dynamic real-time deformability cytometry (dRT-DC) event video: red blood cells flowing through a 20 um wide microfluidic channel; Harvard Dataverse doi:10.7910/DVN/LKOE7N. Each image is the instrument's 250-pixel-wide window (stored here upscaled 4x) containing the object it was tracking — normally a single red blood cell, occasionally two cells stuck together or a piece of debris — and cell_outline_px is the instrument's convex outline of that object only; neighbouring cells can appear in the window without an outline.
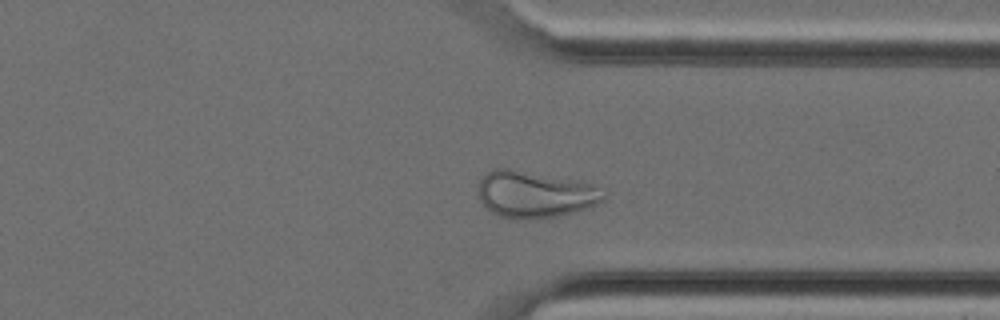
{"species": "Egyptian fruit bat (a non-hibernating species)", "species_latin": "Rousettus aegyptiacus", "temperature_condition": "cold", "stored_images_in_passage": 33, "camera_frame_rate_fps": 3000, "um_per_image_px": 0.085, "animal": {"sex": "female"}, "frame": {"image": 1, "passage_image": 24, "time_ms": 7.667, "image_size_px": [1000, 320], "cell_outline_px": [[608, 196], [604, 200], [588, 208], [556, 216], [520, 220], [500, 216], [492, 212], [480, 200], [480, 180], [492, 168], [508, 168], [588, 184], [608, 192]], "centroid_in_image_um": [45.47, 16.54], "position_along_channel_um": 365.9, "area_um2": 33.35}}
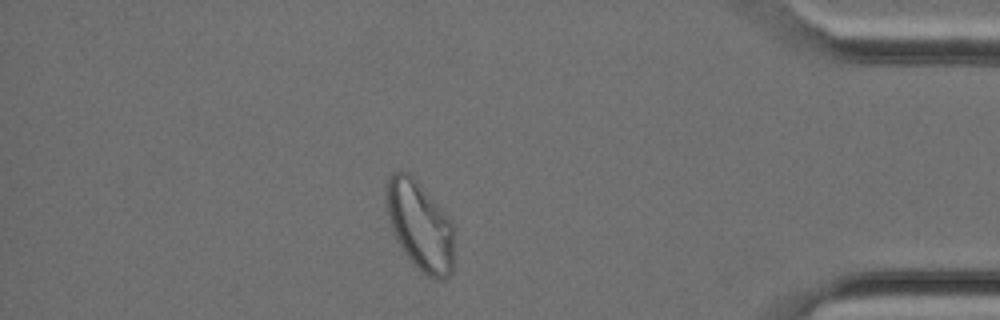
{"frame": {"image": 2, "passage_image": 28, "time_ms": 9.0, "image_size_px": [1000, 320], "cell_outline_px": [[452, 272], [444, 280], [436, 280], [420, 272], [412, 264], [404, 252], [392, 228], [388, 216], [384, 200], [384, 188], [388, 176], [392, 172], [408, 172], [412, 176], [452, 220]], "centroid_in_image_um": [35.66, 19.18], "position_along_channel_um": 399.5, "area_um2": 35.26}}